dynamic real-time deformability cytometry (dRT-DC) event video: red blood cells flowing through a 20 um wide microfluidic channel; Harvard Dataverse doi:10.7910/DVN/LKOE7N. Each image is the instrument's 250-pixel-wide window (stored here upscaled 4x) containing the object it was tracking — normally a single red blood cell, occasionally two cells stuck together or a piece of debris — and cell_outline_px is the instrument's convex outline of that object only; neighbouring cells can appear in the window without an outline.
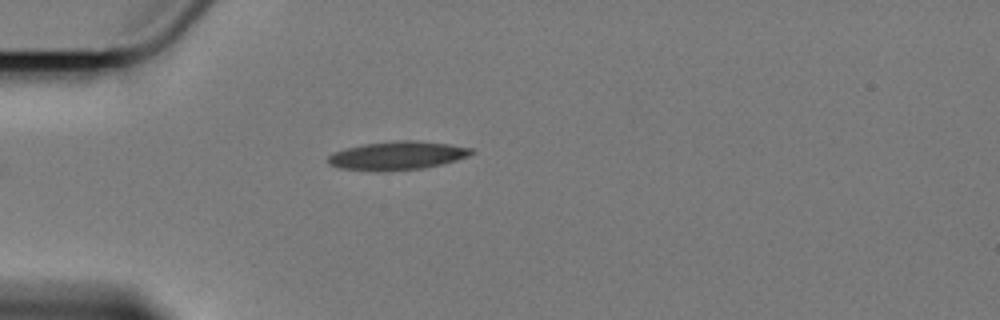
{"species": "Egyptian fruit bat (a non-hibernating species)", "species_latin": "Rousettus aegyptiacus", "temperature_condition": "cold", "stored_images_in_passage": 1, "camera_frame_rate_fps": 3000, "um_per_image_px": 0.085, "animal": {"sex": "female"}, "frame": {"image": 1, "passage_image": 1, "time_ms": 0.0, "image_size_px": [1000, 320], "cell_outline_px": [[476, 152], [456, 160], [424, 168], [340, 168], [328, 164], [328, 156], [332, 152], [344, 148], [360, 144], [400, 140], [416, 140], [448, 144], [472, 148]], "centroid_in_image_um": [33.79, 13.16], "position_along_channel_um": 51.2, "area_um2": 22.77}}